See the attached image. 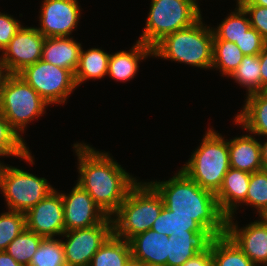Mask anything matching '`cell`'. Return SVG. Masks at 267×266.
I'll return each instance as SVG.
<instances>
[{"instance_id": "1", "label": "cell", "mask_w": 267, "mask_h": 266, "mask_svg": "<svg viewBox=\"0 0 267 266\" xmlns=\"http://www.w3.org/2000/svg\"><path fill=\"white\" fill-rule=\"evenodd\" d=\"M73 147L80 174L77 184L111 217L138 179L126 172L108 152H99L84 142L74 143Z\"/></svg>"}, {"instance_id": "2", "label": "cell", "mask_w": 267, "mask_h": 266, "mask_svg": "<svg viewBox=\"0 0 267 266\" xmlns=\"http://www.w3.org/2000/svg\"><path fill=\"white\" fill-rule=\"evenodd\" d=\"M148 183L174 215L191 216L203 229L212 230L217 236L226 234L227 217L221 212L215 194L201 188L181 169L169 180Z\"/></svg>"}, {"instance_id": "3", "label": "cell", "mask_w": 267, "mask_h": 266, "mask_svg": "<svg viewBox=\"0 0 267 266\" xmlns=\"http://www.w3.org/2000/svg\"><path fill=\"white\" fill-rule=\"evenodd\" d=\"M164 37L152 48V57L168 59L202 69H212L213 31L202 22Z\"/></svg>"}, {"instance_id": "4", "label": "cell", "mask_w": 267, "mask_h": 266, "mask_svg": "<svg viewBox=\"0 0 267 266\" xmlns=\"http://www.w3.org/2000/svg\"><path fill=\"white\" fill-rule=\"evenodd\" d=\"M163 207L161 196L148 182H137L111 216L113 234L129 241L135 235L146 232L151 229Z\"/></svg>"}, {"instance_id": "5", "label": "cell", "mask_w": 267, "mask_h": 266, "mask_svg": "<svg viewBox=\"0 0 267 266\" xmlns=\"http://www.w3.org/2000/svg\"><path fill=\"white\" fill-rule=\"evenodd\" d=\"M200 146L180 168L201 188L216 194L230 168L228 140L208 128Z\"/></svg>"}, {"instance_id": "6", "label": "cell", "mask_w": 267, "mask_h": 266, "mask_svg": "<svg viewBox=\"0 0 267 266\" xmlns=\"http://www.w3.org/2000/svg\"><path fill=\"white\" fill-rule=\"evenodd\" d=\"M142 43L153 48L167 35L192 26L201 17L200 8L191 0H151Z\"/></svg>"}, {"instance_id": "7", "label": "cell", "mask_w": 267, "mask_h": 266, "mask_svg": "<svg viewBox=\"0 0 267 266\" xmlns=\"http://www.w3.org/2000/svg\"><path fill=\"white\" fill-rule=\"evenodd\" d=\"M48 105L18 74L8 77L0 93V112L21 137L26 125L46 113Z\"/></svg>"}, {"instance_id": "8", "label": "cell", "mask_w": 267, "mask_h": 266, "mask_svg": "<svg viewBox=\"0 0 267 266\" xmlns=\"http://www.w3.org/2000/svg\"><path fill=\"white\" fill-rule=\"evenodd\" d=\"M47 181L7 164L1 176L0 191L8 210L26 213L55 189Z\"/></svg>"}, {"instance_id": "9", "label": "cell", "mask_w": 267, "mask_h": 266, "mask_svg": "<svg viewBox=\"0 0 267 266\" xmlns=\"http://www.w3.org/2000/svg\"><path fill=\"white\" fill-rule=\"evenodd\" d=\"M49 105L65 104L77 88L74 73L40 59L18 73Z\"/></svg>"}, {"instance_id": "10", "label": "cell", "mask_w": 267, "mask_h": 266, "mask_svg": "<svg viewBox=\"0 0 267 266\" xmlns=\"http://www.w3.org/2000/svg\"><path fill=\"white\" fill-rule=\"evenodd\" d=\"M113 234L112 217L89 227L65 231L61 237L67 266H89L98 249Z\"/></svg>"}, {"instance_id": "11", "label": "cell", "mask_w": 267, "mask_h": 266, "mask_svg": "<svg viewBox=\"0 0 267 266\" xmlns=\"http://www.w3.org/2000/svg\"><path fill=\"white\" fill-rule=\"evenodd\" d=\"M41 5L36 29L45 38L70 37L82 14L78 0H44Z\"/></svg>"}, {"instance_id": "12", "label": "cell", "mask_w": 267, "mask_h": 266, "mask_svg": "<svg viewBox=\"0 0 267 266\" xmlns=\"http://www.w3.org/2000/svg\"><path fill=\"white\" fill-rule=\"evenodd\" d=\"M44 40L45 37L35 27L22 25L1 54L9 72L18 74L26 66L39 61Z\"/></svg>"}, {"instance_id": "13", "label": "cell", "mask_w": 267, "mask_h": 266, "mask_svg": "<svg viewBox=\"0 0 267 266\" xmlns=\"http://www.w3.org/2000/svg\"><path fill=\"white\" fill-rule=\"evenodd\" d=\"M26 229L43 238L61 236L65 232L61 193L54 189L25 213Z\"/></svg>"}, {"instance_id": "14", "label": "cell", "mask_w": 267, "mask_h": 266, "mask_svg": "<svg viewBox=\"0 0 267 266\" xmlns=\"http://www.w3.org/2000/svg\"><path fill=\"white\" fill-rule=\"evenodd\" d=\"M65 231L89 228L101 223L107 215L89 193L75 184L69 194L61 193Z\"/></svg>"}, {"instance_id": "15", "label": "cell", "mask_w": 267, "mask_h": 266, "mask_svg": "<svg viewBox=\"0 0 267 266\" xmlns=\"http://www.w3.org/2000/svg\"><path fill=\"white\" fill-rule=\"evenodd\" d=\"M233 217L227 218L226 234L256 265H267V224L260 218L238 227Z\"/></svg>"}, {"instance_id": "16", "label": "cell", "mask_w": 267, "mask_h": 266, "mask_svg": "<svg viewBox=\"0 0 267 266\" xmlns=\"http://www.w3.org/2000/svg\"><path fill=\"white\" fill-rule=\"evenodd\" d=\"M169 237L152 229L129 240L131 255L146 266H167Z\"/></svg>"}, {"instance_id": "17", "label": "cell", "mask_w": 267, "mask_h": 266, "mask_svg": "<svg viewBox=\"0 0 267 266\" xmlns=\"http://www.w3.org/2000/svg\"><path fill=\"white\" fill-rule=\"evenodd\" d=\"M250 174L230 167L224 176L223 183L215 196L221 212L227 218L234 217L237 207L246 204Z\"/></svg>"}, {"instance_id": "18", "label": "cell", "mask_w": 267, "mask_h": 266, "mask_svg": "<svg viewBox=\"0 0 267 266\" xmlns=\"http://www.w3.org/2000/svg\"><path fill=\"white\" fill-rule=\"evenodd\" d=\"M217 235L212 230L202 229L194 235L169 237L167 266H182L198 253L207 252Z\"/></svg>"}, {"instance_id": "19", "label": "cell", "mask_w": 267, "mask_h": 266, "mask_svg": "<svg viewBox=\"0 0 267 266\" xmlns=\"http://www.w3.org/2000/svg\"><path fill=\"white\" fill-rule=\"evenodd\" d=\"M230 167L248 173L262 170L260 141L251 134L228 140Z\"/></svg>"}, {"instance_id": "20", "label": "cell", "mask_w": 267, "mask_h": 266, "mask_svg": "<svg viewBox=\"0 0 267 266\" xmlns=\"http://www.w3.org/2000/svg\"><path fill=\"white\" fill-rule=\"evenodd\" d=\"M82 46L73 37H48L42 47V60L75 73Z\"/></svg>"}, {"instance_id": "21", "label": "cell", "mask_w": 267, "mask_h": 266, "mask_svg": "<svg viewBox=\"0 0 267 266\" xmlns=\"http://www.w3.org/2000/svg\"><path fill=\"white\" fill-rule=\"evenodd\" d=\"M152 56V48L137 40L130 51H117L110 54L109 77L117 81L132 80L139 71V61Z\"/></svg>"}, {"instance_id": "22", "label": "cell", "mask_w": 267, "mask_h": 266, "mask_svg": "<svg viewBox=\"0 0 267 266\" xmlns=\"http://www.w3.org/2000/svg\"><path fill=\"white\" fill-rule=\"evenodd\" d=\"M242 110L235 116V125L254 136H267V92L261 91L246 97Z\"/></svg>"}, {"instance_id": "23", "label": "cell", "mask_w": 267, "mask_h": 266, "mask_svg": "<svg viewBox=\"0 0 267 266\" xmlns=\"http://www.w3.org/2000/svg\"><path fill=\"white\" fill-rule=\"evenodd\" d=\"M110 54L100 48L81 49L78 67L74 73L77 87L89 79H101L108 73Z\"/></svg>"}, {"instance_id": "24", "label": "cell", "mask_w": 267, "mask_h": 266, "mask_svg": "<svg viewBox=\"0 0 267 266\" xmlns=\"http://www.w3.org/2000/svg\"><path fill=\"white\" fill-rule=\"evenodd\" d=\"M151 229L168 237H176V235H194L203 228L191 216L174 215L173 211L163 207Z\"/></svg>"}, {"instance_id": "25", "label": "cell", "mask_w": 267, "mask_h": 266, "mask_svg": "<svg viewBox=\"0 0 267 266\" xmlns=\"http://www.w3.org/2000/svg\"><path fill=\"white\" fill-rule=\"evenodd\" d=\"M210 249L213 266H256L227 234L217 236Z\"/></svg>"}, {"instance_id": "26", "label": "cell", "mask_w": 267, "mask_h": 266, "mask_svg": "<svg viewBox=\"0 0 267 266\" xmlns=\"http://www.w3.org/2000/svg\"><path fill=\"white\" fill-rule=\"evenodd\" d=\"M131 256L129 241L112 234L98 249L89 266H125Z\"/></svg>"}, {"instance_id": "27", "label": "cell", "mask_w": 267, "mask_h": 266, "mask_svg": "<svg viewBox=\"0 0 267 266\" xmlns=\"http://www.w3.org/2000/svg\"><path fill=\"white\" fill-rule=\"evenodd\" d=\"M236 6L235 10L229 16H226L217 28L212 27L213 40H225L235 43L251 27L247 12L239 3Z\"/></svg>"}, {"instance_id": "28", "label": "cell", "mask_w": 267, "mask_h": 266, "mask_svg": "<svg viewBox=\"0 0 267 266\" xmlns=\"http://www.w3.org/2000/svg\"><path fill=\"white\" fill-rule=\"evenodd\" d=\"M0 153L5 157H19L34 165L29 147L23 137L11 127L10 123L0 112Z\"/></svg>"}, {"instance_id": "29", "label": "cell", "mask_w": 267, "mask_h": 266, "mask_svg": "<svg viewBox=\"0 0 267 266\" xmlns=\"http://www.w3.org/2000/svg\"><path fill=\"white\" fill-rule=\"evenodd\" d=\"M244 54L233 42L213 40L212 69H219L222 75L230 77L241 63Z\"/></svg>"}, {"instance_id": "30", "label": "cell", "mask_w": 267, "mask_h": 266, "mask_svg": "<svg viewBox=\"0 0 267 266\" xmlns=\"http://www.w3.org/2000/svg\"><path fill=\"white\" fill-rule=\"evenodd\" d=\"M261 69L259 55H244L241 63L231 74V79L247 88L246 96L261 92Z\"/></svg>"}, {"instance_id": "31", "label": "cell", "mask_w": 267, "mask_h": 266, "mask_svg": "<svg viewBox=\"0 0 267 266\" xmlns=\"http://www.w3.org/2000/svg\"><path fill=\"white\" fill-rule=\"evenodd\" d=\"M28 266H67L61 239L42 238Z\"/></svg>"}, {"instance_id": "32", "label": "cell", "mask_w": 267, "mask_h": 266, "mask_svg": "<svg viewBox=\"0 0 267 266\" xmlns=\"http://www.w3.org/2000/svg\"><path fill=\"white\" fill-rule=\"evenodd\" d=\"M41 236L25 229L7 247V252L13 259L23 266H28L36 253L41 241Z\"/></svg>"}, {"instance_id": "33", "label": "cell", "mask_w": 267, "mask_h": 266, "mask_svg": "<svg viewBox=\"0 0 267 266\" xmlns=\"http://www.w3.org/2000/svg\"><path fill=\"white\" fill-rule=\"evenodd\" d=\"M26 229L25 213L8 210L0 214V251Z\"/></svg>"}, {"instance_id": "34", "label": "cell", "mask_w": 267, "mask_h": 266, "mask_svg": "<svg viewBox=\"0 0 267 266\" xmlns=\"http://www.w3.org/2000/svg\"><path fill=\"white\" fill-rule=\"evenodd\" d=\"M254 207L260 215L267 209V170L262 169L250 174L246 196V206Z\"/></svg>"}, {"instance_id": "35", "label": "cell", "mask_w": 267, "mask_h": 266, "mask_svg": "<svg viewBox=\"0 0 267 266\" xmlns=\"http://www.w3.org/2000/svg\"><path fill=\"white\" fill-rule=\"evenodd\" d=\"M266 40L255 29L250 27L235 44L247 56L259 55L263 50Z\"/></svg>"}, {"instance_id": "36", "label": "cell", "mask_w": 267, "mask_h": 266, "mask_svg": "<svg viewBox=\"0 0 267 266\" xmlns=\"http://www.w3.org/2000/svg\"><path fill=\"white\" fill-rule=\"evenodd\" d=\"M247 12L252 28H255L267 41V7L258 5H241Z\"/></svg>"}, {"instance_id": "37", "label": "cell", "mask_w": 267, "mask_h": 266, "mask_svg": "<svg viewBox=\"0 0 267 266\" xmlns=\"http://www.w3.org/2000/svg\"><path fill=\"white\" fill-rule=\"evenodd\" d=\"M21 26L18 19H14L10 14L0 12V52L9 45V42Z\"/></svg>"}, {"instance_id": "38", "label": "cell", "mask_w": 267, "mask_h": 266, "mask_svg": "<svg viewBox=\"0 0 267 266\" xmlns=\"http://www.w3.org/2000/svg\"><path fill=\"white\" fill-rule=\"evenodd\" d=\"M182 266H213L211 249L204 253H198L187 260Z\"/></svg>"}, {"instance_id": "39", "label": "cell", "mask_w": 267, "mask_h": 266, "mask_svg": "<svg viewBox=\"0 0 267 266\" xmlns=\"http://www.w3.org/2000/svg\"><path fill=\"white\" fill-rule=\"evenodd\" d=\"M261 69V91L267 89V41L259 54Z\"/></svg>"}, {"instance_id": "40", "label": "cell", "mask_w": 267, "mask_h": 266, "mask_svg": "<svg viewBox=\"0 0 267 266\" xmlns=\"http://www.w3.org/2000/svg\"><path fill=\"white\" fill-rule=\"evenodd\" d=\"M0 266H23L13 259L7 252L0 251Z\"/></svg>"}, {"instance_id": "41", "label": "cell", "mask_w": 267, "mask_h": 266, "mask_svg": "<svg viewBox=\"0 0 267 266\" xmlns=\"http://www.w3.org/2000/svg\"><path fill=\"white\" fill-rule=\"evenodd\" d=\"M10 75L11 73L9 72L7 66L5 65V63L2 61V58L0 57V93Z\"/></svg>"}, {"instance_id": "42", "label": "cell", "mask_w": 267, "mask_h": 266, "mask_svg": "<svg viewBox=\"0 0 267 266\" xmlns=\"http://www.w3.org/2000/svg\"><path fill=\"white\" fill-rule=\"evenodd\" d=\"M240 5H258L267 7V0H238Z\"/></svg>"}, {"instance_id": "43", "label": "cell", "mask_w": 267, "mask_h": 266, "mask_svg": "<svg viewBox=\"0 0 267 266\" xmlns=\"http://www.w3.org/2000/svg\"><path fill=\"white\" fill-rule=\"evenodd\" d=\"M261 147V161L263 165V169L267 170V140L264 143H260Z\"/></svg>"}, {"instance_id": "44", "label": "cell", "mask_w": 267, "mask_h": 266, "mask_svg": "<svg viewBox=\"0 0 267 266\" xmlns=\"http://www.w3.org/2000/svg\"><path fill=\"white\" fill-rule=\"evenodd\" d=\"M125 266H146V265L131 256L129 260L126 262Z\"/></svg>"}, {"instance_id": "45", "label": "cell", "mask_w": 267, "mask_h": 266, "mask_svg": "<svg viewBox=\"0 0 267 266\" xmlns=\"http://www.w3.org/2000/svg\"><path fill=\"white\" fill-rule=\"evenodd\" d=\"M259 217L267 224V209L264 210Z\"/></svg>"}, {"instance_id": "46", "label": "cell", "mask_w": 267, "mask_h": 266, "mask_svg": "<svg viewBox=\"0 0 267 266\" xmlns=\"http://www.w3.org/2000/svg\"><path fill=\"white\" fill-rule=\"evenodd\" d=\"M0 156H1V157H2V156L4 157L5 155H3V154L0 153ZM5 166H6V165H5L3 162L0 161V175H2Z\"/></svg>"}, {"instance_id": "47", "label": "cell", "mask_w": 267, "mask_h": 266, "mask_svg": "<svg viewBox=\"0 0 267 266\" xmlns=\"http://www.w3.org/2000/svg\"><path fill=\"white\" fill-rule=\"evenodd\" d=\"M195 5H197L198 7H199V5H198V3H197V1L196 0H191ZM236 3H238V0H236Z\"/></svg>"}]
</instances>
